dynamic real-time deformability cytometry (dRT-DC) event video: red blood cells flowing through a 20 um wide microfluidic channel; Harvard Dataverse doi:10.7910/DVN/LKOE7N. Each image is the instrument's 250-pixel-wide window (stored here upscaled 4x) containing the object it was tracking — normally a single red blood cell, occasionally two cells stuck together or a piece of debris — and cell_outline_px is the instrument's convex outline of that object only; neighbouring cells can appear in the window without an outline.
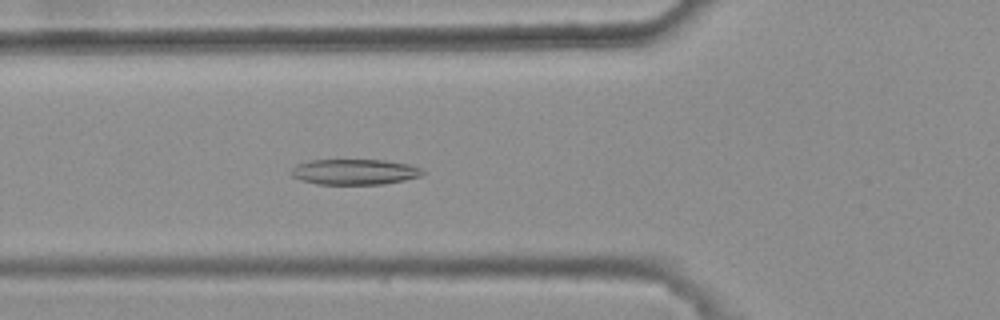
{"species": "common noctule bat (a hibernating species)", "species_latin": "Nyctalus noctula", "temperature_condition": "warm", "stored_images_in_passage": 47, "camera_frame_rate_fps": 3000, "um_per_image_px": 0.085, "animal": {"sex": "female", "body_mass_g": 25.1}, "frame": {"image": 1, "passage_image": 20, "time_ms": 6.333, "image_size_px": [1000, 320], "cell_outline_px": [[424, 172], [420, 176], [404, 180], [384, 184], [316, 184], [300, 180], [292, 176], [292, 168], [296, 164], [308, 160], [384, 160], [408, 164], [420, 168]], "centroid_in_image_um": [30.1, 14.61], "position_along_channel_um": 95.7, "area_um2": 19.54}}
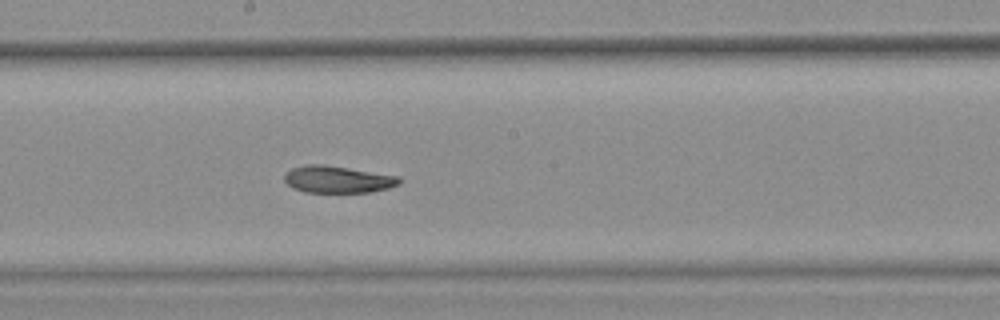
{"frame": {"image": 2, "passage_image": 30, "time_ms": 9.667, "image_size_px": [1000, 320], "cell_outline_px": [[404, 180], [400, 184], [388, 188], [368, 192], [304, 192], [292, 188], [284, 180], [284, 176], [292, 168], [308, 164], [324, 164], [400, 176]], "centroid_in_image_um": [28.74, 15.25], "position_along_channel_um": 219.5, "area_um2": 18.15}}
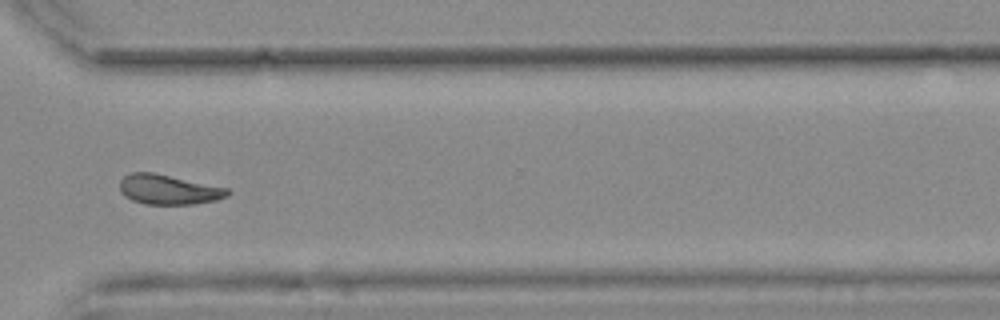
{"frame": {"image": 3, "passage_image": 41, "time_ms": 13.333, "image_size_px": [1000, 320], "cell_outline_px": [[228, 196], [216, 200], [192, 204], [144, 204], [132, 200], [124, 196], [120, 192], [120, 180], [124, 176], [132, 172], [152, 172], [228, 188]], "centroid_in_image_um": [14.28, 16.11], "position_along_channel_um": 356.3, "area_um2": 18.61}, "authors_computed_cell_mechanics": {"area_um2": 19.3052, "velocity_mm_per_s": 3.7114, "shape_relaxation_time_tau1_ms": null, "shape_relaxation_time_tau2_ms": 5.2131, "deformation_change_tau1": null, "deformation_change_tau2": 0.1104}}